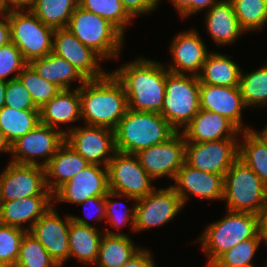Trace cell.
<instances>
[{"label":"cell","mask_w":267,"mask_h":267,"mask_svg":"<svg viewBox=\"0 0 267 267\" xmlns=\"http://www.w3.org/2000/svg\"><path fill=\"white\" fill-rule=\"evenodd\" d=\"M167 72L163 63L138 57L111 73L124 88L128 109L161 113Z\"/></svg>","instance_id":"obj_1"},{"label":"cell","mask_w":267,"mask_h":267,"mask_svg":"<svg viewBox=\"0 0 267 267\" xmlns=\"http://www.w3.org/2000/svg\"><path fill=\"white\" fill-rule=\"evenodd\" d=\"M79 95L84 125L115 130L128 110L124 88L111 72L103 78L87 80L79 88Z\"/></svg>","instance_id":"obj_2"},{"label":"cell","mask_w":267,"mask_h":267,"mask_svg":"<svg viewBox=\"0 0 267 267\" xmlns=\"http://www.w3.org/2000/svg\"><path fill=\"white\" fill-rule=\"evenodd\" d=\"M176 132L160 113L128 109L115 129V148L118 152L136 154L167 141Z\"/></svg>","instance_id":"obj_3"},{"label":"cell","mask_w":267,"mask_h":267,"mask_svg":"<svg viewBox=\"0 0 267 267\" xmlns=\"http://www.w3.org/2000/svg\"><path fill=\"white\" fill-rule=\"evenodd\" d=\"M224 218L207 225L197 242L208 258L210 267L223 253L241 241L260 233V216L250 212L228 211Z\"/></svg>","instance_id":"obj_4"},{"label":"cell","mask_w":267,"mask_h":267,"mask_svg":"<svg viewBox=\"0 0 267 267\" xmlns=\"http://www.w3.org/2000/svg\"><path fill=\"white\" fill-rule=\"evenodd\" d=\"M227 210L260 215L267 208V185L239 158L224 176Z\"/></svg>","instance_id":"obj_5"},{"label":"cell","mask_w":267,"mask_h":267,"mask_svg":"<svg viewBox=\"0 0 267 267\" xmlns=\"http://www.w3.org/2000/svg\"><path fill=\"white\" fill-rule=\"evenodd\" d=\"M67 28L82 44L93 49L105 61L119 58L125 37L103 17L77 6Z\"/></svg>","instance_id":"obj_6"},{"label":"cell","mask_w":267,"mask_h":267,"mask_svg":"<svg viewBox=\"0 0 267 267\" xmlns=\"http://www.w3.org/2000/svg\"><path fill=\"white\" fill-rule=\"evenodd\" d=\"M165 89L160 114L177 131H181L200 110L199 78L195 75L175 74L168 71Z\"/></svg>","instance_id":"obj_7"},{"label":"cell","mask_w":267,"mask_h":267,"mask_svg":"<svg viewBox=\"0 0 267 267\" xmlns=\"http://www.w3.org/2000/svg\"><path fill=\"white\" fill-rule=\"evenodd\" d=\"M8 17L11 42L28 64L52 52L55 29L42 23L30 10L11 11Z\"/></svg>","instance_id":"obj_8"},{"label":"cell","mask_w":267,"mask_h":267,"mask_svg":"<svg viewBox=\"0 0 267 267\" xmlns=\"http://www.w3.org/2000/svg\"><path fill=\"white\" fill-rule=\"evenodd\" d=\"M109 190L136 199L145 197L156 187L154 179L141 166L135 154L116 151L108 164Z\"/></svg>","instance_id":"obj_9"},{"label":"cell","mask_w":267,"mask_h":267,"mask_svg":"<svg viewBox=\"0 0 267 267\" xmlns=\"http://www.w3.org/2000/svg\"><path fill=\"white\" fill-rule=\"evenodd\" d=\"M65 142V134L40 123L12 144L11 162L44 167ZM42 158V162L37 159Z\"/></svg>","instance_id":"obj_10"},{"label":"cell","mask_w":267,"mask_h":267,"mask_svg":"<svg viewBox=\"0 0 267 267\" xmlns=\"http://www.w3.org/2000/svg\"><path fill=\"white\" fill-rule=\"evenodd\" d=\"M65 142L90 164L108 166L116 152L115 130L85 125L64 129Z\"/></svg>","instance_id":"obj_11"},{"label":"cell","mask_w":267,"mask_h":267,"mask_svg":"<svg viewBox=\"0 0 267 267\" xmlns=\"http://www.w3.org/2000/svg\"><path fill=\"white\" fill-rule=\"evenodd\" d=\"M32 196H53L46 184L44 167L7 163L0 174V201Z\"/></svg>","instance_id":"obj_12"},{"label":"cell","mask_w":267,"mask_h":267,"mask_svg":"<svg viewBox=\"0 0 267 267\" xmlns=\"http://www.w3.org/2000/svg\"><path fill=\"white\" fill-rule=\"evenodd\" d=\"M238 138L212 142H186L185 163L207 173L225 176L238 159Z\"/></svg>","instance_id":"obj_13"},{"label":"cell","mask_w":267,"mask_h":267,"mask_svg":"<svg viewBox=\"0 0 267 267\" xmlns=\"http://www.w3.org/2000/svg\"><path fill=\"white\" fill-rule=\"evenodd\" d=\"M134 229L137 233L150 228L164 226L173 220L184 205L180 196L170 185L167 188H155L135 204Z\"/></svg>","instance_id":"obj_14"},{"label":"cell","mask_w":267,"mask_h":267,"mask_svg":"<svg viewBox=\"0 0 267 267\" xmlns=\"http://www.w3.org/2000/svg\"><path fill=\"white\" fill-rule=\"evenodd\" d=\"M186 142L181 131L167 141L138 151L141 166L154 179L166 176L175 179L178 170L185 163Z\"/></svg>","instance_id":"obj_15"},{"label":"cell","mask_w":267,"mask_h":267,"mask_svg":"<svg viewBox=\"0 0 267 267\" xmlns=\"http://www.w3.org/2000/svg\"><path fill=\"white\" fill-rule=\"evenodd\" d=\"M54 204L34 223L29 233L47 250L59 267L69 260V227L71 216L61 219Z\"/></svg>","instance_id":"obj_16"},{"label":"cell","mask_w":267,"mask_h":267,"mask_svg":"<svg viewBox=\"0 0 267 267\" xmlns=\"http://www.w3.org/2000/svg\"><path fill=\"white\" fill-rule=\"evenodd\" d=\"M52 52L72 64L86 80H97L109 73L100 68L99 63L104 59L82 44L68 28L55 29Z\"/></svg>","instance_id":"obj_17"},{"label":"cell","mask_w":267,"mask_h":267,"mask_svg":"<svg viewBox=\"0 0 267 267\" xmlns=\"http://www.w3.org/2000/svg\"><path fill=\"white\" fill-rule=\"evenodd\" d=\"M109 191L108 167L89 163L53 193V204L58 201L78 205L94 196H106Z\"/></svg>","instance_id":"obj_18"},{"label":"cell","mask_w":267,"mask_h":267,"mask_svg":"<svg viewBox=\"0 0 267 267\" xmlns=\"http://www.w3.org/2000/svg\"><path fill=\"white\" fill-rule=\"evenodd\" d=\"M172 64L167 67L175 74H189L198 76L210 52L198 31L190 29L181 31L172 39L170 44Z\"/></svg>","instance_id":"obj_19"},{"label":"cell","mask_w":267,"mask_h":267,"mask_svg":"<svg viewBox=\"0 0 267 267\" xmlns=\"http://www.w3.org/2000/svg\"><path fill=\"white\" fill-rule=\"evenodd\" d=\"M171 186L180 196L184 206L187 205L190 195L205 200H222L224 176L200 171L184 163L177 172L174 185Z\"/></svg>","instance_id":"obj_20"},{"label":"cell","mask_w":267,"mask_h":267,"mask_svg":"<svg viewBox=\"0 0 267 267\" xmlns=\"http://www.w3.org/2000/svg\"><path fill=\"white\" fill-rule=\"evenodd\" d=\"M246 109L238 86L221 87L200 83V109L226 117L240 131L252 130L244 126L242 110Z\"/></svg>","instance_id":"obj_21"},{"label":"cell","mask_w":267,"mask_h":267,"mask_svg":"<svg viewBox=\"0 0 267 267\" xmlns=\"http://www.w3.org/2000/svg\"><path fill=\"white\" fill-rule=\"evenodd\" d=\"M185 142H212L238 138L241 131L226 117L200 109L197 115L181 131Z\"/></svg>","instance_id":"obj_22"},{"label":"cell","mask_w":267,"mask_h":267,"mask_svg":"<svg viewBox=\"0 0 267 267\" xmlns=\"http://www.w3.org/2000/svg\"><path fill=\"white\" fill-rule=\"evenodd\" d=\"M53 205V196H32L0 201V223L30 231L34 223ZM25 222L27 227L24 226ZM23 227V228H22Z\"/></svg>","instance_id":"obj_23"},{"label":"cell","mask_w":267,"mask_h":267,"mask_svg":"<svg viewBox=\"0 0 267 267\" xmlns=\"http://www.w3.org/2000/svg\"><path fill=\"white\" fill-rule=\"evenodd\" d=\"M70 216L72 221L69 227V259L73 257L85 265H94L104 232H100L96 224H90L83 217Z\"/></svg>","instance_id":"obj_24"},{"label":"cell","mask_w":267,"mask_h":267,"mask_svg":"<svg viewBox=\"0 0 267 267\" xmlns=\"http://www.w3.org/2000/svg\"><path fill=\"white\" fill-rule=\"evenodd\" d=\"M205 14V26L218 47L234 44L246 33L239 25L230 0H219Z\"/></svg>","instance_id":"obj_25"},{"label":"cell","mask_w":267,"mask_h":267,"mask_svg":"<svg viewBox=\"0 0 267 267\" xmlns=\"http://www.w3.org/2000/svg\"><path fill=\"white\" fill-rule=\"evenodd\" d=\"M81 121L79 87L62 89L40 109V123L61 130L60 125Z\"/></svg>","instance_id":"obj_26"},{"label":"cell","mask_w":267,"mask_h":267,"mask_svg":"<svg viewBox=\"0 0 267 267\" xmlns=\"http://www.w3.org/2000/svg\"><path fill=\"white\" fill-rule=\"evenodd\" d=\"M88 164V161L64 142L44 166L48 190L53 194Z\"/></svg>","instance_id":"obj_27"},{"label":"cell","mask_w":267,"mask_h":267,"mask_svg":"<svg viewBox=\"0 0 267 267\" xmlns=\"http://www.w3.org/2000/svg\"><path fill=\"white\" fill-rule=\"evenodd\" d=\"M103 232L94 267H121L142 249L124 232L117 233L107 228Z\"/></svg>","instance_id":"obj_28"},{"label":"cell","mask_w":267,"mask_h":267,"mask_svg":"<svg viewBox=\"0 0 267 267\" xmlns=\"http://www.w3.org/2000/svg\"><path fill=\"white\" fill-rule=\"evenodd\" d=\"M29 65L40 77L57 85L61 90L72 89V81H80L79 88L87 81L72 64L53 52L31 61Z\"/></svg>","instance_id":"obj_29"},{"label":"cell","mask_w":267,"mask_h":267,"mask_svg":"<svg viewBox=\"0 0 267 267\" xmlns=\"http://www.w3.org/2000/svg\"><path fill=\"white\" fill-rule=\"evenodd\" d=\"M227 56V54L210 52L198 75L200 83L221 87L239 86L242 69Z\"/></svg>","instance_id":"obj_30"},{"label":"cell","mask_w":267,"mask_h":267,"mask_svg":"<svg viewBox=\"0 0 267 267\" xmlns=\"http://www.w3.org/2000/svg\"><path fill=\"white\" fill-rule=\"evenodd\" d=\"M78 0H31L30 11L45 25L67 28Z\"/></svg>","instance_id":"obj_31"},{"label":"cell","mask_w":267,"mask_h":267,"mask_svg":"<svg viewBox=\"0 0 267 267\" xmlns=\"http://www.w3.org/2000/svg\"><path fill=\"white\" fill-rule=\"evenodd\" d=\"M39 124L40 110H15L7 106L0 110V130L11 144Z\"/></svg>","instance_id":"obj_32"},{"label":"cell","mask_w":267,"mask_h":267,"mask_svg":"<svg viewBox=\"0 0 267 267\" xmlns=\"http://www.w3.org/2000/svg\"><path fill=\"white\" fill-rule=\"evenodd\" d=\"M239 141V156L267 185V144L253 130L241 131Z\"/></svg>","instance_id":"obj_33"},{"label":"cell","mask_w":267,"mask_h":267,"mask_svg":"<svg viewBox=\"0 0 267 267\" xmlns=\"http://www.w3.org/2000/svg\"><path fill=\"white\" fill-rule=\"evenodd\" d=\"M239 89L247 108L267 105V61L263 67L249 73L241 71Z\"/></svg>","instance_id":"obj_34"},{"label":"cell","mask_w":267,"mask_h":267,"mask_svg":"<svg viewBox=\"0 0 267 267\" xmlns=\"http://www.w3.org/2000/svg\"><path fill=\"white\" fill-rule=\"evenodd\" d=\"M245 32L261 31L267 25V0H230Z\"/></svg>","instance_id":"obj_35"},{"label":"cell","mask_w":267,"mask_h":267,"mask_svg":"<svg viewBox=\"0 0 267 267\" xmlns=\"http://www.w3.org/2000/svg\"><path fill=\"white\" fill-rule=\"evenodd\" d=\"M78 6L108 20L123 35L127 25L132 24L131 21L134 20L120 0H78Z\"/></svg>","instance_id":"obj_36"},{"label":"cell","mask_w":267,"mask_h":267,"mask_svg":"<svg viewBox=\"0 0 267 267\" xmlns=\"http://www.w3.org/2000/svg\"><path fill=\"white\" fill-rule=\"evenodd\" d=\"M30 93L34 105L41 109L48 101L57 95L61 89L40 77L28 64L17 77Z\"/></svg>","instance_id":"obj_37"},{"label":"cell","mask_w":267,"mask_h":267,"mask_svg":"<svg viewBox=\"0 0 267 267\" xmlns=\"http://www.w3.org/2000/svg\"><path fill=\"white\" fill-rule=\"evenodd\" d=\"M262 243L261 234L255 238L241 241L223 253L210 267H251L252 260Z\"/></svg>","instance_id":"obj_38"},{"label":"cell","mask_w":267,"mask_h":267,"mask_svg":"<svg viewBox=\"0 0 267 267\" xmlns=\"http://www.w3.org/2000/svg\"><path fill=\"white\" fill-rule=\"evenodd\" d=\"M14 267H59L43 245L29 232L22 238Z\"/></svg>","instance_id":"obj_39"},{"label":"cell","mask_w":267,"mask_h":267,"mask_svg":"<svg viewBox=\"0 0 267 267\" xmlns=\"http://www.w3.org/2000/svg\"><path fill=\"white\" fill-rule=\"evenodd\" d=\"M117 197H124L127 198L128 200L134 201L133 202V207L128 208L127 205L121 201H115L112 198H117ZM115 201V202H114ZM137 199L131 196H124L112 191H109L107 195L105 196V204H106V216L105 219L106 222L110 223L112 228H117L118 230L121 229V227L127 226L128 223L130 224L131 230L134 232V223H135V204H136ZM124 205V208L118 209V205ZM117 209V210H116ZM120 210V211H119Z\"/></svg>","instance_id":"obj_40"},{"label":"cell","mask_w":267,"mask_h":267,"mask_svg":"<svg viewBox=\"0 0 267 267\" xmlns=\"http://www.w3.org/2000/svg\"><path fill=\"white\" fill-rule=\"evenodd\" d=\"M27 231L0 223V262L14 267L22 238Z\"/></svg>","instance_id":"obj_41"},{"label":"cell","mask_w":267,"mask_h":267,"mask_svg":"<svg viewBox=\"0 0 267 267\" xmlns=\"http://www.w3.org/2000/svg\"><path fill=\"white\" fill-rule=\"evenodd\" d=\"M27 65L28 63L24 60L21 51L13 42L0 46L1 80L9 81L12 79H16ZM12 74L14 75L7 79V77Z\"/></svg>","instance_id":"obj_42"},{"label":"cell","mask_w":267,"mask_h":267,"mask_svg":"<svg viewBox=\"0 0 267 267\" xmlns=\"http://www.w3.org/2000/svg\"><path fill=\"white\" fill-rule=\"evenodd\" d=\"M5 106L15 110H40L34 105L30 93L18 78L7 81Z\"/></svg>","instance_id":"obj_43"},{"label":"cell","mask_w":267,"mask_h":267,"mask_svg":"<svg viewBox=\"0 0 267 267\" xmlns=\"http://www.w3.org/2000/svg\"><path fill=\"white\" fill-rule=\"evenodd\" d=\"M127 13L135 19L156 10L160 0H120Z\"/></svg>","instance_id":"obj_44"},{"label":"cell","mask_w":267,"mask_h":267,"mask_svg":"<svg viewBox=\"0 0 267 267\" xmlns=\"http://www.w3.org/2000/svg\"><path fill=\"white\" fill-rule=\"evenodd\" d=\"M79 206H84V213L87 219H97V221H104L103 219L106 216V204H105V196H94L91 198L86 199L84 202L78 204ZM91 206V207H89ZM88 208H92L93 211L95 212L92 216L88 212ZM88 212V213H87ZM92 212V211H91ZM93 217V218H92Z\"/></svg>","instance_id":"obj_45"},{"label":"cell","mask_w":267,"mask_h":267,"mask_svg":"<svg viewBox=\"0 0 267 267\" xmlns=\"http://www.w3.org/2000/svg\"><path fill=\"white\" fill-rule=\"evenodd\" d=\"M151 251L142 247V249L121 267H156L155 260Z\"/></svg>","instance_id":"obj_46"},{"label":"cell","mask_w":267,"mask_h":267,"mask_svg":"<svg viewBox=\"0 0 267 267\" xmlns=\"http://www.w3.org/2000/svg\"><path fill=\"white\" fill-rule=\"evenodd\" d=\"M11 42V27L9 17L0 16V46L6 45Z\"/></svg>","instance_id":"obj_47"},{"label":"cell","mask_w":267,"mask_h":267,"mask_svg":"<svg viewBox=\"0 0 267 267\" xmlns=\"http://www.w3.org/2000/svg\"><path fill=\"white\" fill-rule=\"evenodd\" d=\"M171 3L183 19L191 15V0H171Z\"/></svg>","instance_id":"obj_48"},{"label":"cell","mask_w":267,"mask_h":267,"mask_svg":"<svg viewBox=\"0 0 267 267\" xmlns=\"http://www.w3.org/2000/svg\"><path fill=\"white\" fill-rule=\"evenodd\" d=\"M218 1L219 0H191V15L204 9L208 11Z\"/></svg>","instance_id":"obj_49"},{"label":"cell","mask_w":267,"mask_h":267,"mask_svg":"<svg viewBox=\"0 0 267 267\" xmlns=\"http://www.w3.org/2000/svg\"><path fill=\"white\" fill-rule=\"evenodd\" d=\"M6 6L11 11L29 10L31 0H4Z\"/></svg>","instance_id":"obj_50"},{"label":"cell","mask_w":267,"mask_h":267,"mask_svg":"<svg viewBox=\"0 0 267 267\" xmlns=\"http://www.w3.org/2000/svg\"><path fill=\"white\" fill-rule=\"evenodd\" d=\"M260 216V234L262 242L267 245V208L259 215Z\"/></svg>","instance_id":"obj_51"},{"label":"cell","mask_w":267,"mask_h":267,"mask_svg":"<svg viewBox=\"0 0 267 267\" xmlns=\"http://www.w3.org/2000/svg\"><path fill=\"white\" fill-rule=\"evenodd\" d=\"M6 152L11 154L12 153V144L4 135V133L0 130V153Z\"/></svg>","instance_id":"obj_52"},{"label":"cell","mask_w":267,"mask_h":267,"mask_svg":"<svg viewBox=\"0 0 267 267\" xmlns=\"http://www.w3.org/2000/svg\"><path fill=\"white\" fill-rule=\"evenodd\" d=\"M7 81L0 79V110L5 106V93Z\"/></svg>","instance_id":"obj_53"},{"label":"cell","mask_w":267,"mask_h":267,"mask_svg":"<svg viewBox=\"0 0 267 267\" xmlns=\"http://www.w3.org/2000/svg\"><path fill=\"white\" fill-rule=\"evenodd\" d=\"M252 130L260 139H262L267 144V124L263 129L260 130V132L254 130L253 128Z\"/></svg>","instance_id":"obj_54"},{"label":"cell","mask_w":267,"mask_h":267,"mask_svg":"<svg viewBox=\"0 0 267 267\" xmlns=\"http://www.w3.org/2000/svg\"><path fill=\"white\" fill-rule=\"evenodd\" d=\"M11 10L6 6L4 0H0V16H6Z\"/></svg>","instance_id":"obj_55"},{"label":"cell","mask_w":267,"mask_h":267,"mask_svg":"<svg viewBox=\"0 0 267 267\" xmlns=\"http://www.w3.org/2000/svg\"><path fill=\"white\" fill-rule=\"evenodd\" d=\"M0 267H10V266L5 263L0 262Z\"/></svg>","instance_id":"obj_56"}]
</instances>
